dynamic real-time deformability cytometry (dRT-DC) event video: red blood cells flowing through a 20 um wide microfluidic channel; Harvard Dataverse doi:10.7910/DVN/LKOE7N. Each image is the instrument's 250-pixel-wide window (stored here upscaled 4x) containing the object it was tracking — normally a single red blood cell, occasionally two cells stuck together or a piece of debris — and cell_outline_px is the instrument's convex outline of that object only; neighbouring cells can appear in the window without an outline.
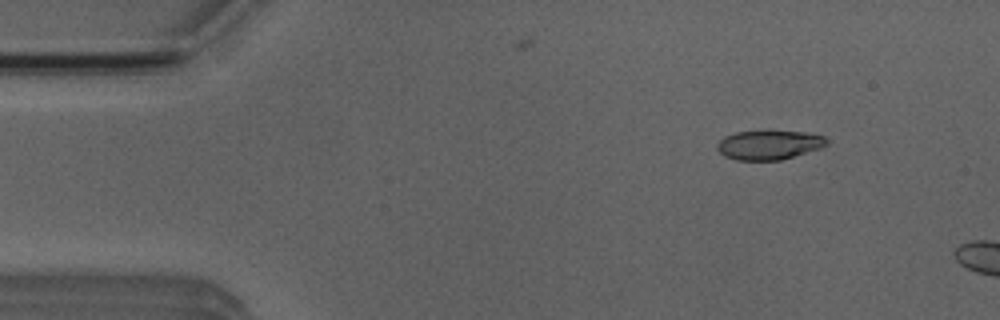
{"species": "Egyptian fruit bat (a non-hibernating species)", "species_latin": "Rousettus aegyptiacus", "temperature_condition": "room temperature", "stored_images_in_passage": 10, "camera_frame_rate_fps": 3000, "um_per_image_px": 0.085, "animal": {"sex": "male"}, "frame": {"image": 1, "passage_image": 6, "time_ms": 1.667, "image_size_px": [1000, 320], "cell_outline_px": [[828, 144], [820, 148], [780, 160], [736, 160], [724, 156], [716, 148], [716, 144], [724, 136], [736, 132], [760, 128], [768, 128], [804, 132], [824, 136], [828, 140]], "centroid_in_image_um": [65.33, 12.26], "position_along_channel_um": 19.7, "area_um2": 19.48}}